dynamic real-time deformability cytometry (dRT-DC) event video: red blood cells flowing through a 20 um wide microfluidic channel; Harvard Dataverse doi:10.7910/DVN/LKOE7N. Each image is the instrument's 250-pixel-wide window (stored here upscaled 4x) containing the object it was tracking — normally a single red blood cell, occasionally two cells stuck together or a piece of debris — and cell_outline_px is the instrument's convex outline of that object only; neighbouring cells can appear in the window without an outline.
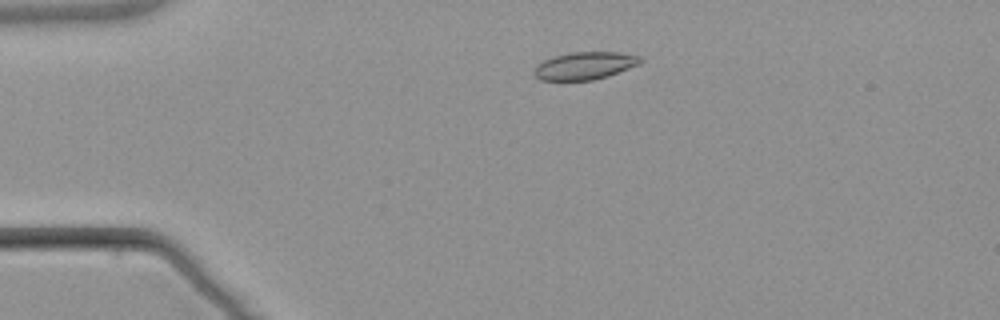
{"species": "common noctule bat (a hibernating species)", "species_latin": "Nyctalus noctula", "temperature_condition": "warm", "stored_images_in_passage": 3, "camera_frame_rate_fps": 3000, "um_per_image_px": 0.085, "animal": {"sex": "male", "body_mass_g": 21.5, "forearm_length_mm": 52.0}, "frame": {"image": 1, "passage_image": 2, "time_ms": 1.333, "image_size_px": [1000, 320], "cell_outline_px": [[644, 60], [640, 64], [608, 76], [592, 80], [540, 80], [532, 72], [536, 64], [552, 56], [572, 52], [620, 52], [640, 56]], "centroid_in_image_um": [49.7, 5.58], "position_along_channel_um": 35.3, "area_um2": 17.22}}